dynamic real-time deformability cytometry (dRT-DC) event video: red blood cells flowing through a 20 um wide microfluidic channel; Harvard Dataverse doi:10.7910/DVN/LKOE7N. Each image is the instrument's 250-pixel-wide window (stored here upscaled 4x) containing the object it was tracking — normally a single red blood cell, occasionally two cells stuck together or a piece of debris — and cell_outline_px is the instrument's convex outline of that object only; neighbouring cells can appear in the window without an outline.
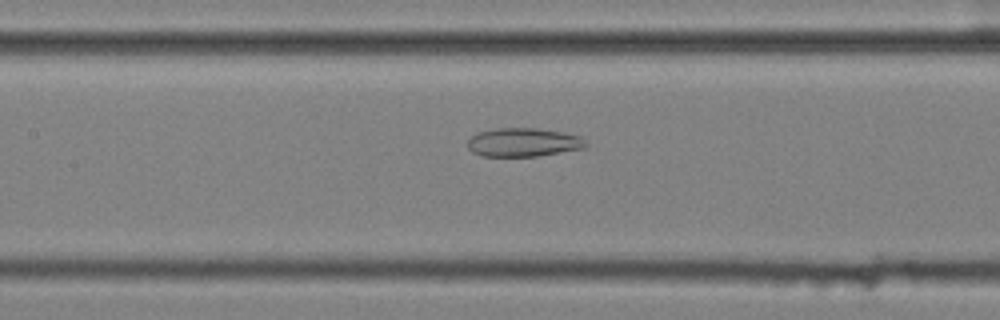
{"species": "common noctule bat (a hibernating species)", "species_latin": "Nyctalus noctula", "temperature_condition": "cold", "stored_images_in_passage": 58, "camera_frame_rate_fps": 3000, "um_per_image_px": 0.085, "animal": {"sex": "female", "body_mass_g": 25.1}, "frame": {"image": 1, "passage_image": 27, "time_ms": 8.667, "image_size_px": [1000, 320], "cell_outline_px": [[588, 144], [584, 148], [536, 156], [480, 156], [472, 152], [468, 148], [468, 140], [472, 136], [480, 132], [496, 128], [536, 128], [564, 132], [580, 136]], "centroid_in_image_um": [44.48, 12.09], "position_along_channel_um": 162.9, "area_um2": 19.65}}
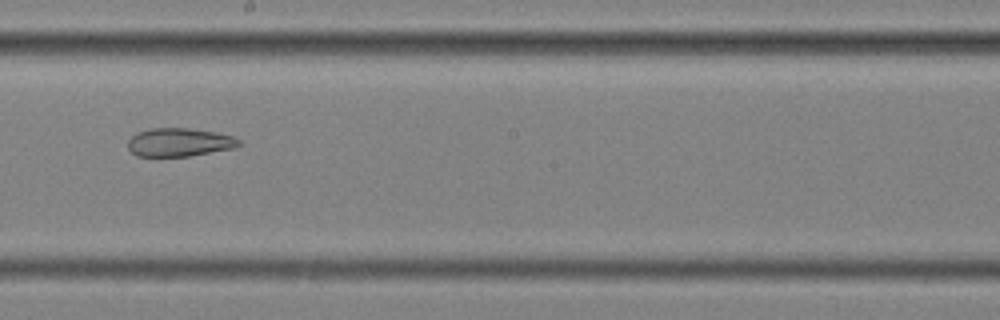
{"frame": {"image": 2, "passage_image": 33, "time_ms": 10.667, "image_size_px": [1000, 320], "cell_outline_px": [[244, 144], [236, 148], [188, 156], [136, 156], [128, 148], [128, 140], [136, 132], [148, 128], [188, 128], [216, 132], [232, 136], [240, 140]], "centroid_in_image_um": [15.26, 12.09], "position_along_channel_um": 232.9, "area_um2": 18.55}}
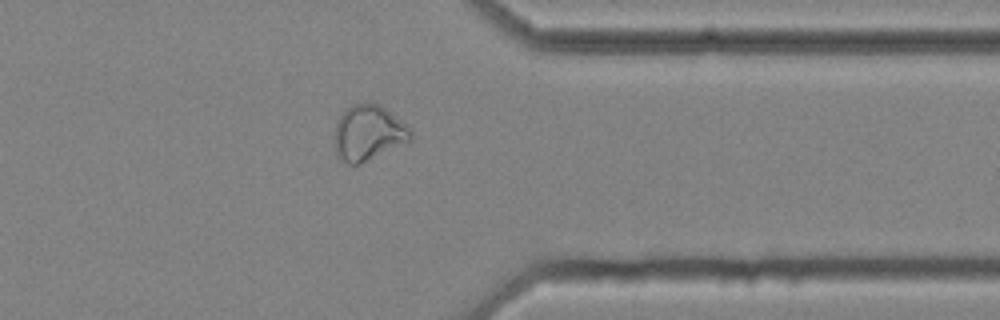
{"frame": {"image": 3, "passage_image": 46, "time_ms": 15.0, "image_size_px": [1000, 320], "cell_outline_px": [[412, 140], [360, 164], [348, 164], [336, 156], [336, 124], [340, 116], [352, 104], [372, 100], [380, 104], [408, 124], [412, 128]], "centroid_in_image_um": [31.36, 11.26], "position_along_channel_um": 380.0, "area_um2": 24.85}, "authors_computed_cell_mechanics": {"area_um2": 26.6169, "velocity_mm_per_s": 3.5151, "shape_relaxation_time_tau1_ms": null, "shape_relaxation_time_tau2_ms": 3.491, "deformation_change_tau1": null, "deformation_change_tau2": 0.1093}}